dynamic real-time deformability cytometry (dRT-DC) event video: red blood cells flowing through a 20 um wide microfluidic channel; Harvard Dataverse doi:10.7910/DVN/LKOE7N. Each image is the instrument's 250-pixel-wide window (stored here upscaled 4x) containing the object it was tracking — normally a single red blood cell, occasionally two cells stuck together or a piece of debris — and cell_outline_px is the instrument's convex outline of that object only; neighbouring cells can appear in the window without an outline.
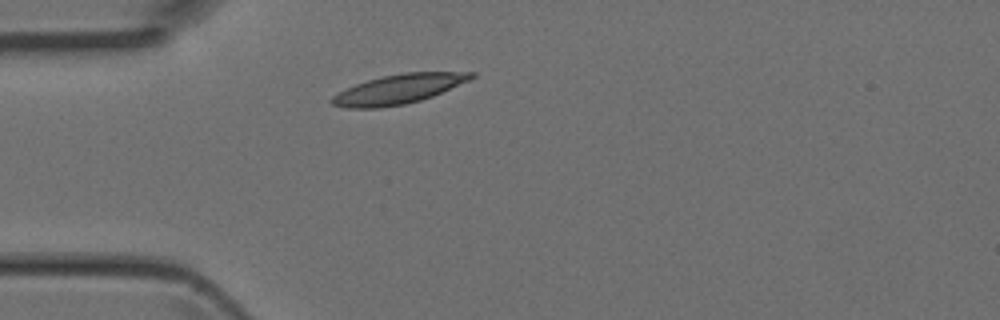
{"species": "Egyptian fruit bat (a non-hibernating species)", "species_latin": "Rousettus aegyptiacus", "temperature_condition": "room temperature", "stored_images_in_passage": 2, "camera_frame_rate_fps": 3000, "um_per_image_px": 0.085, "animal": {"sex": "female"}, "frame": {"image": 1, "passage_image": 2, "time_ms": 0.333, "image_size_px": [1000, 320], "cell_outline_px": [[476, 76], [468, 80], [432, 96], [420, 100], [404, 104], [380, 108], [348, 108], [332, 104], [328, 100], [332, 96], [356, 84], [368, 80], [384, 76], [404, 72], [476, 72]], "centroid_in_image_um": [33.86, 7.58], "position_along_channel_um": 51.1, "area_um2": 23.52}}